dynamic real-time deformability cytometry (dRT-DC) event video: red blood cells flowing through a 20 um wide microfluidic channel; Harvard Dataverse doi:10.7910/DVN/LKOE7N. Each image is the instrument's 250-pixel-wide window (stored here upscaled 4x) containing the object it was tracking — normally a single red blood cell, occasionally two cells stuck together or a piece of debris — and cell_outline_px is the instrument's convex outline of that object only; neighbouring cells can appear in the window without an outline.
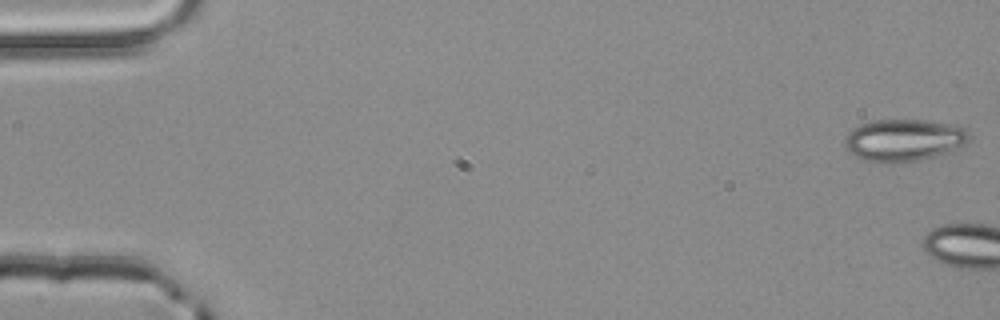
{"species": "common noctule bat (a hibernating species)", "species_latin": "Nyctalus noctula", "temperature_condition": "room temperature", "stored_images_in_passage": 6, "camera_frame_rate_fps": 3000, "um_per_image_px": 0.085, "animal": {"sex": "male", "body_mass_g": 20.4}, "frame": {"image": 1, "passage_image": 1, "time_ms": 0.0, "image_size_px": [1000, 320], "cell_outline_px": [[972, 136], [964, 144], [952, 152], [916, 160], [884, 164], [868, 160], [856, 156], [848, 152], [844, 144], [844, 140], [848, 132], [864, 124], [876, 120], [924, 120], [948, 124], [964, 128]], "centroid_in_image_um": [76.84, 11.92], "position_along_channel_um": 8.2, "area_um2": 30.29}}